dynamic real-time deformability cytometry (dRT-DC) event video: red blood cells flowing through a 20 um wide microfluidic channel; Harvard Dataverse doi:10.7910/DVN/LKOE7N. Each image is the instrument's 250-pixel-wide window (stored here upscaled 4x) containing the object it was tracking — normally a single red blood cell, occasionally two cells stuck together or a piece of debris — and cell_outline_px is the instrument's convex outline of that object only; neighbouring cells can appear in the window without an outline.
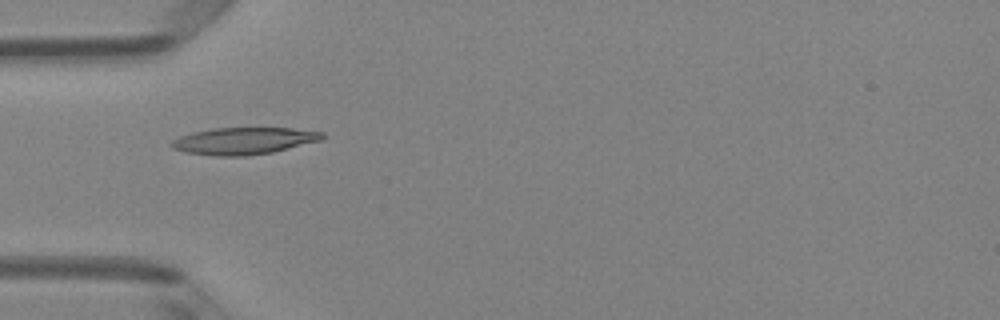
{"species": "Egyptian fruit bat (a non-hibernating species)", "species_latin": "Rousettus aegyptiacus", "temperature_condition": "room temperature", "stored_images_in_passage": 35, "camera_frame_rate_fps": 3000, "um_per_image_px": 0.085, "animal": {"sex": "female"}, "frame": {"image": 1, "passage_image": 1, "time_ms": 0.0, "image_size_px": [1000, 320], "cell_outline_px": [[324, 136], [320, 140], [272, 152], [244, 156], [212, 156], [184, 152], [172, 148], [168, 144], [172, 140], [180, 136], [192, 132], [212, 128], [292, 128], [324, 132]], "centroid_in_image_um": [20.65, 11.97], "position_along_channel_um": 64.3, "area_um2": 23.7}}
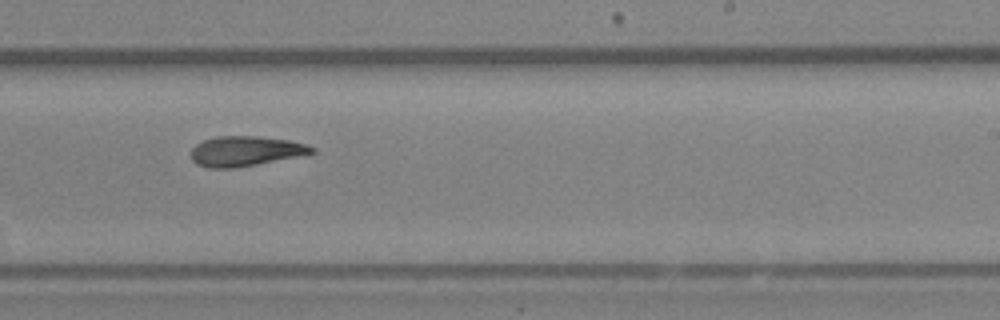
{"frame": {"image": 2, "passage_image": 16, "time_ms": 5.0, "image_size_px": [1000, 320], "cell_outline_px": [[316, 152], [256, 164], [232, 168], [208, 168], [196, 164], [192, 160], [192, 148], [196, 144], [204, 140], [216, 136], [256, 136], [288, 140], [304, 144], [316, 148]], "centroid_in_image_um": [20.82, 12.84], "position_along_channel_um": 268.2, "area_um2": 20.81}}
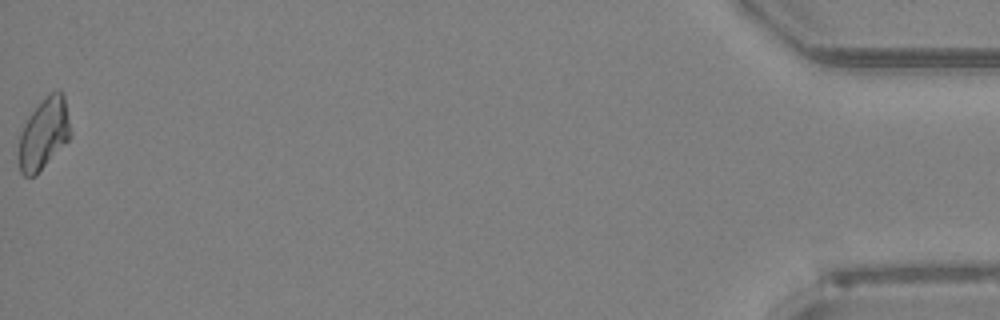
{"frame": {"image": 3, "passage_image": 35, "time_ms": 11.333, "image_size_px": [1000, 320], "cell_outline_px": [[72, 136], [36, 176], [24, 176], [20, 172], [20, 132], [28, 116], [48, 92], [60, 88], [64, 96], [72, 132]], "centroid_in_image_um": [3.76, 11.33], "position_along_channel_um": 431.4, "area_um2": 21.62}, "authors_computed_cell_mechanics": {"area_um2": 21.097, "velocity_mm_per_s": 4.1119, "shape_relaxation_time_tau1_ms": null, "shape_relaxation_time_tau2_ms": 4.4231, "deformation_change_tau1": null, "deformation_change_tau2": 0.106}}